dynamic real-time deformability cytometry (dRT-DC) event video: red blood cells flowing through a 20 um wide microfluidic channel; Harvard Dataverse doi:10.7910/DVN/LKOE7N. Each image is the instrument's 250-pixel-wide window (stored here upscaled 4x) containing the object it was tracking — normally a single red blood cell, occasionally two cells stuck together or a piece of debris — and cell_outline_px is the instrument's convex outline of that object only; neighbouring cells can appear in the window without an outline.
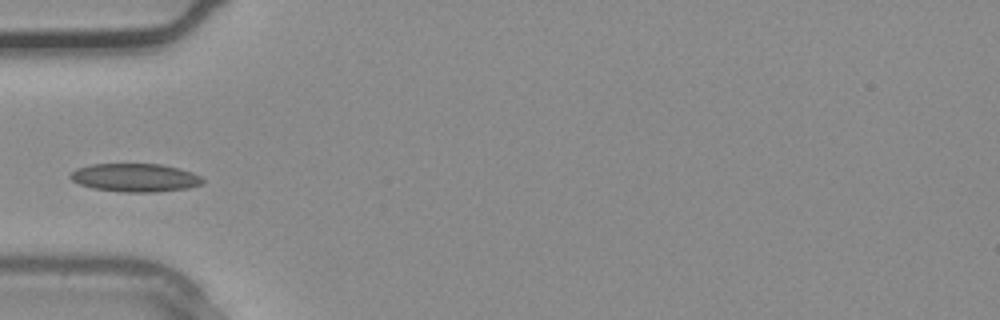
{"species": "common noctule bat (a hibernating species)", "species_latin": "Nyctalus noctula", "temperature_condition": "warm", "stored_images_in_passage": 1, "camera_frame_rate_fps": 3000, "um_per_image_px": 0.085, "animal": {"sex": "male", "body_mass_g": 20.4}, "frame": {"image": 1, "passage_image": 1, "time_ms": 0.0, "image_size_px": [1000, 320], "cell_outline_px": [[204, 184], [188, 188], [156, 192], [124, 192], [92, 188], [80, 184], [72, 180], [68, 176], [76, 168], [92, 164], [160, 164], [180, 168], [192, 172], [200, 176], [204, 180]], "centroid_in_image_um": [11.5, 15.1], "position_along_channel_um": 73.5, "area_um2": 21.91}}